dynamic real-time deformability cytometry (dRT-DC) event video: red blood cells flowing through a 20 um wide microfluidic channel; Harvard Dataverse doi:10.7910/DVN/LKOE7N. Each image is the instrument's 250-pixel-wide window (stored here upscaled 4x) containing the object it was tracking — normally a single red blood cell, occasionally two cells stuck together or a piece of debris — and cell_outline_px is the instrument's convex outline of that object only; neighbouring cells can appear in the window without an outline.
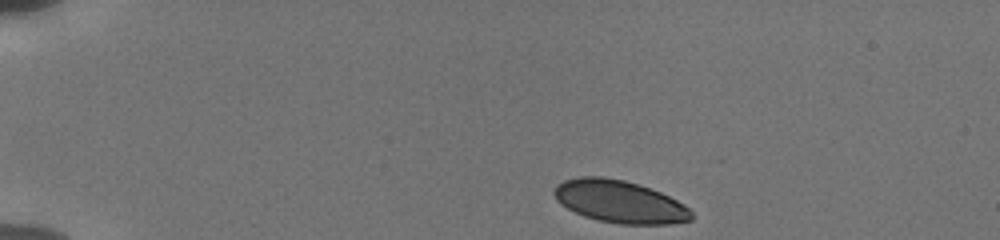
{"species": "human", "species_latin": "Homo sapiens", "temperature_condition": "cold", "stored_images_in_passage": 45, "camera_frame_rate_fps": 3000, "um_per_image_px": 0.085, "donor": {"sex": "male"}, "frame": {"image": 1, "passage_image": 1, "time_ms": 0.0, "image_size_px": [1000, 240], "cell_outline_px": [[692, 220], [668, 224], [620, 224], [600, 220], [584, 216], [560, 204], [556, 200], [552, 192], [556, 184], [564, 180], [580, 176], [604, 176], [624, 180], [660, 192], [684, 204], [692, 212]], "centroid_in_image_um": [52.63, 17.13], "position_along_channel_um": 32.4, "area_um2": 33.87}}
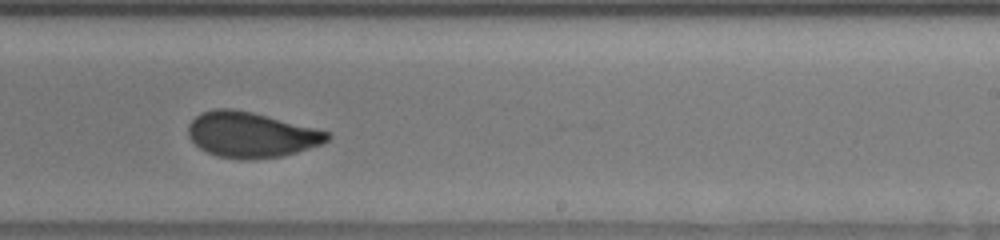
{"frame": {"image": 2, "passage_image": 26, "time_ms": 8.333, "image_size_px": [1000, 240], "cell_outline_px": [[332, 136], [328, 140], [320, 144], [284, 156], [248, 160], [240, 160], [216, 156], [200, 148], [188, 136], [188, 124], [200, 112], [216, 108], [232, 108], [252, 112], [316, 128], [328, 132]], "centroid_in_image_um": [21.32, 11.45], "position_along_channel_um": 267.7, "area_um2": 36.88}}
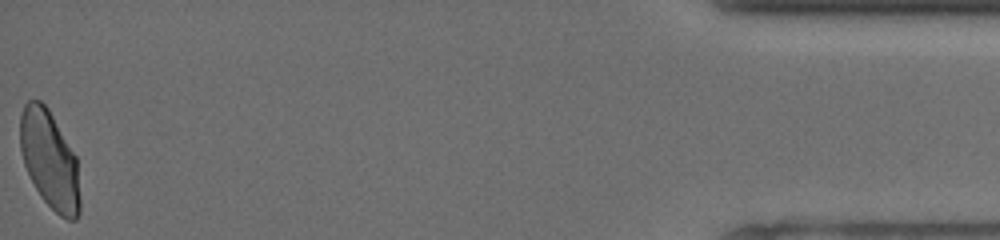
{"frame": {"image": 3, "passage_image": 45, "time_ms": 14.667, "image_size_px": [1000, 240], "cell_outline_px": [[80, 212], [76, 220], [68, 220], [60, 216], [44, 200], [36, 188], [24, 164], [20, 148], [20, 116], [24, 104], [28, 100], [40, 100], [48, 108], [76, 156], [80, 200]], "centroid_in_image_um": [4.22, 13.58], "position_along_channel_um": 431.0, "area_um2": 33.93}, "authors_computed_cell_mechanics": {"area_um2": 36.1828, "velocity_mm_per_s": 3.8264, "shape_relaxation_time_tau1_ms": 5.2668, "shape_relaxation_time_tau2_ms": null, "deformation_change_tau1": 0.1405, "deformation_change_tau2": null}}